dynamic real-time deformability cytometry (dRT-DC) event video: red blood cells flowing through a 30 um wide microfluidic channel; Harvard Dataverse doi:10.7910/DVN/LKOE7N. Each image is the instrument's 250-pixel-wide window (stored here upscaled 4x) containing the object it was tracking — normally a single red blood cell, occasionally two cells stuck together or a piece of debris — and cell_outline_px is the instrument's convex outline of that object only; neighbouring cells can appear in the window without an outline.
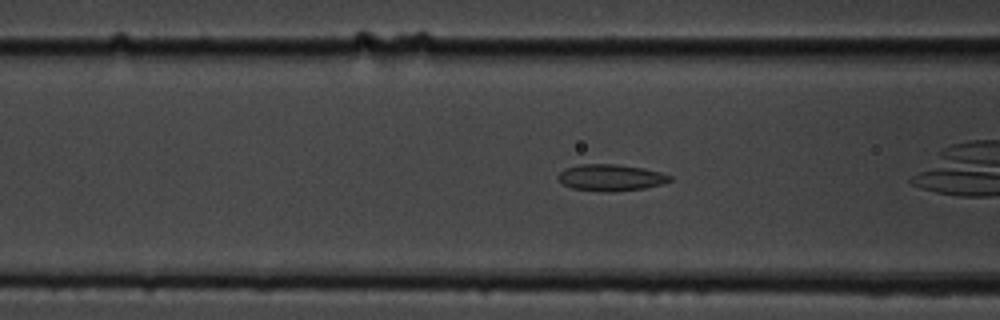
{"species": "common noctule bat (a hibernating species)", "species_latin": "Nyctalus noctula", "temperature_condition": "cold", "stored_images_in_passage": 38, "camera_frame_rate_fps": 3000, "um_per_image_px": 0.085, "animal": {"sex": "male", "body_mass_g": 19.5, "forearm_length_mm": 54.6}, "frame": {"image": 1, "passage_image": 3, "time_ms": 0.667, "image_size_px": [1000, 320], "cell_outline_px": [[672, 180], [664, 184], [644, 188], [612, 192], [608, 192], [572, 188], [564, 184], [556, 176], [564, 168], [580, 164], [616, 164], [644, 168], [660, 172], [672, 176]], "centroid_in_image_um": [51.94, 15.09], "position_along_channel_um": 114.7, "area_um2": 17.34}}
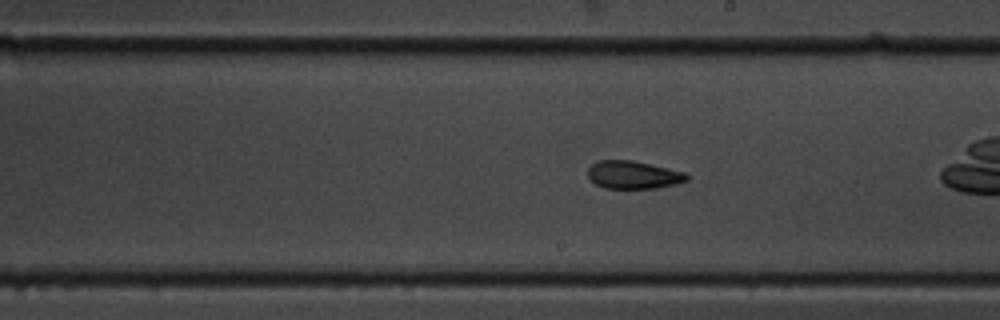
{"frame": {"image": 2, "passage_image": 13, "time_ms": 4.0, "image_size_px": [1000, 320], "cell_outline_px": [[688, 180], [676, 184], [656, 188], [604, 188], [596, 184], [588, 176], [588, 168], [596, 160], [632, 160], [688, 172]], "centroid_in_image_um": [53.86, 14.85], "position_along_channel_um": 235.1, "area_um2": 16.18}}
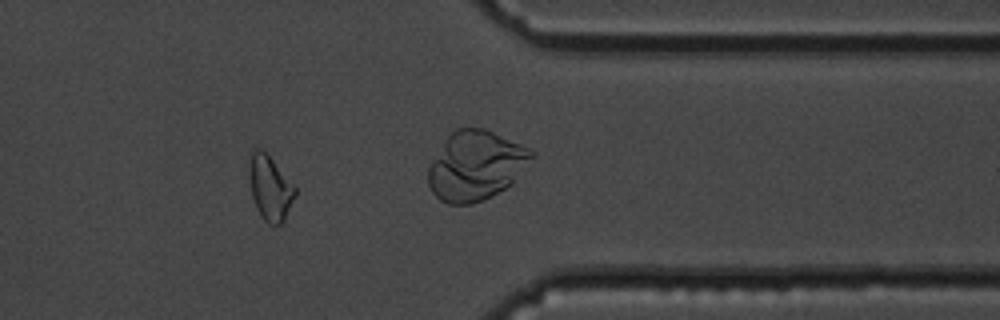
{"frame": {"image": 3, "passage_image": 27, "time_ms": 8.667, "image_size_px": [1000, 320], "cell_outline_px": [[296, 196], [284, 220], [280, 224], [268, 224], [260, 216], [256, 208], [252, 196], [248, 176], [248, 168], [252, 148], [260, 148], [272, 160], [296, 188]], "centroid_in_image_um": [22.92, 15.98], "position_along_channel_um": 388.5, "area_um2": 17.28}}